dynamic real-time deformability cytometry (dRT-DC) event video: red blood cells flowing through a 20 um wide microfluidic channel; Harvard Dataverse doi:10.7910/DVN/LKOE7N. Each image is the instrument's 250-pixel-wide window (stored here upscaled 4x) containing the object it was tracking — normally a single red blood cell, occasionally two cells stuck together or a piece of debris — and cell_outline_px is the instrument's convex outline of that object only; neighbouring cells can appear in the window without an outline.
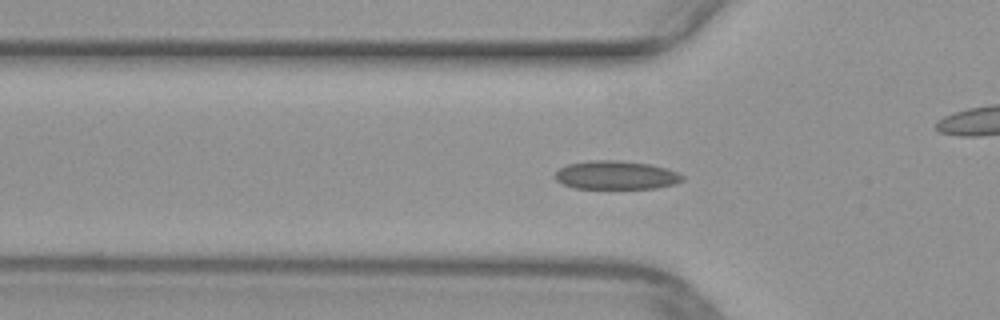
{"species": "common noctule bat (a hibernating species)", "species_latin": "Nyctalus noctula", "temperature_condition": "warm", "stored_images_in_passage": 37, "camera_frame_rate_fps": 3000, "um_per_image_px": 0.085, "animal": {"sex": "female", "body_mass_g": 29.2, "forearm_length_mm": 56.3}, "frame": {"image": 1, "passage_image": 2, "time_ms": 0.333, "image_size_px": [1000, 320], "cell_outline_px": [[684, 180], [676, 184], [656, 188], [572, 188], [556, 180], [552, 176], [560, 168], [568, 164], [592, 160], [620, 160], [652, 164], [676, 172], [684, 176]], "centroid_in_image_um": [52.36, 14.88], "position_along_channel_um": 73.4, "area_um2": 21.27}}
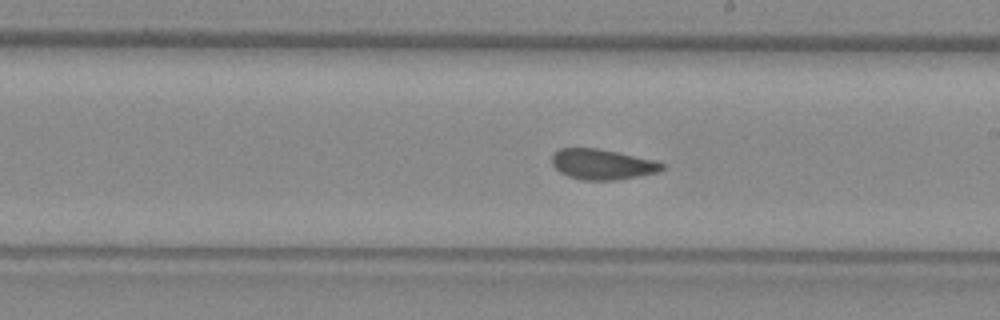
{"frame": {"image": 2, "passage_image": 14, "time_ms": 4.333, "image_size_px": [1000, 320], "cell_outline_px": [[664, 168], [656, 172], [616, 180], [580, 180], [568, 176], [560, 172], [552, 164], [552, 152], [560, 148], [596, 148], [656, 160], [664, 164]], "centroid_in_image_um": [51.15, 13.96], "position_along_channel_um": 237.9, "area_um2": 19.42}}
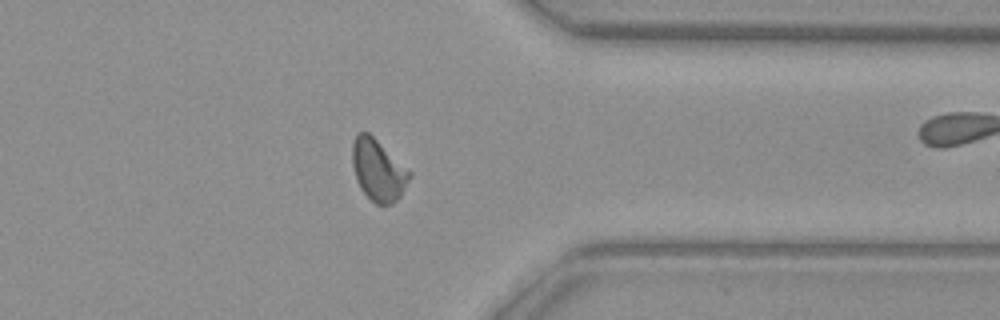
{"frame": {"image": 3, "passage_image": 25, "time_ms": 8.0, "image_size_px": [1000, 320], "cell_outline_px": [[412, 176], [400, 196], [392, 204], [376, 204], [360, 188], [356, 180], [352, 164], [352, 144], [356, 132], [368, 132], [412, 172]], "centroid_in_image_um": [32.14, 14.45], "position_along_channel_um": 379.3, "area_um2": 20.46}}